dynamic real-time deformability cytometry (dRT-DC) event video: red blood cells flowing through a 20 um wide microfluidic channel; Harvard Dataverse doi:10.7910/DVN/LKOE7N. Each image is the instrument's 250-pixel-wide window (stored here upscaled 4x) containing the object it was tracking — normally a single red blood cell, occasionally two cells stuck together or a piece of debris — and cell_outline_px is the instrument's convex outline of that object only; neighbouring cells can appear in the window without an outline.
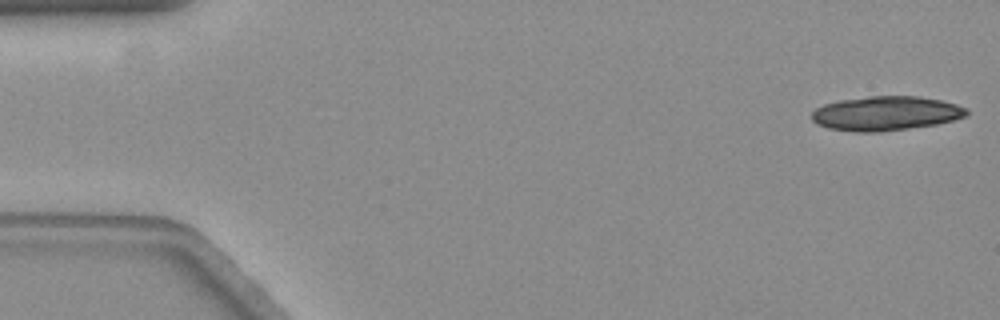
{"species": "common noctule bat (a hibernating species)", "species_latin": "Nyctalus noctula", "temperature_condition": "warm", "stored_images_in_passage": 12, "camera_frame_rate_fps": 3000, "um_per_image_px": 0.085, "animal": {"sex": "female", "body_mass_g": 19.3, "forearm_length_mm": 54.1}, "frame": {"image": 1, "passage_image": 1, "time_ms": 0.0, "image_size_px": [1000, 320], "cell_outline_px": [[968, 112], [964, 116], [952, 120], [936, 124], [880, 132], [856, 132], [828, 128], [816, 124], [812, 120], [812, 112], [816, 108], [824, 104], [840, 100], [868, 96], [920, 96], [940, 100], [956, 104], [968, 108]], "centroid_in_image_um": [75.27, 9.63], "position_along_channel_um": 9.7, "area_um2": 30.92}}